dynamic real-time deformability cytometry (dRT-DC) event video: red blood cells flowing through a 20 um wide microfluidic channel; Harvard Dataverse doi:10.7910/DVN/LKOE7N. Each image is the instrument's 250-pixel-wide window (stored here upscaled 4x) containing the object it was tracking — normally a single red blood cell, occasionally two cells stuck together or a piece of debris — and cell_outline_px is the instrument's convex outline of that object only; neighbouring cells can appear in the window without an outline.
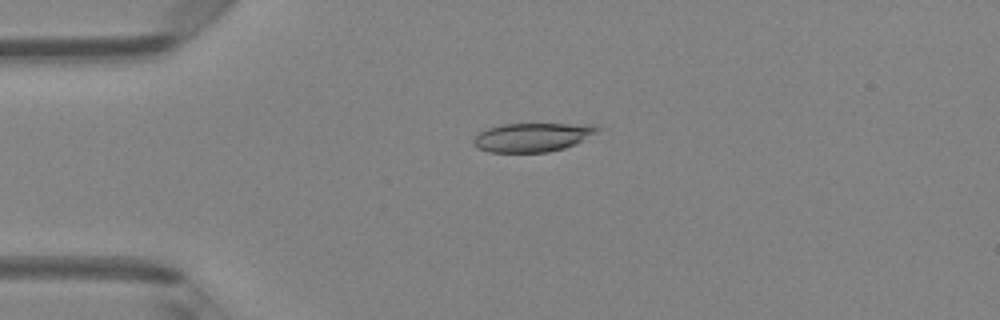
{"species": "Egyptian fruit bat (a non-hibernating species)", "species_latin": "Rousettus aegyptiacus", "temperature_condition": "room temperature", "stored_images_in_passage": 6, "camera_frame_rate_fps": 3000, "um_per_image_px": 0.085, "animal": {"sex": "female"}, "frame": {"image": 1, "passage_image": 4, "time_ms": 1.0, "image_size_px": [1000, 320], "cell_outline_px": [[604, 128], [576, 144], [564, 148], [548, 152], [488, 152], [476, 148], [472, 144], [472, 140], [480, 132], [488, 128], [500, 124], [592, 124]], "centroid_in_image_um": [45.26, 11.66], "position_along_channel_um": 39.7, "area_um2": 20.98}}
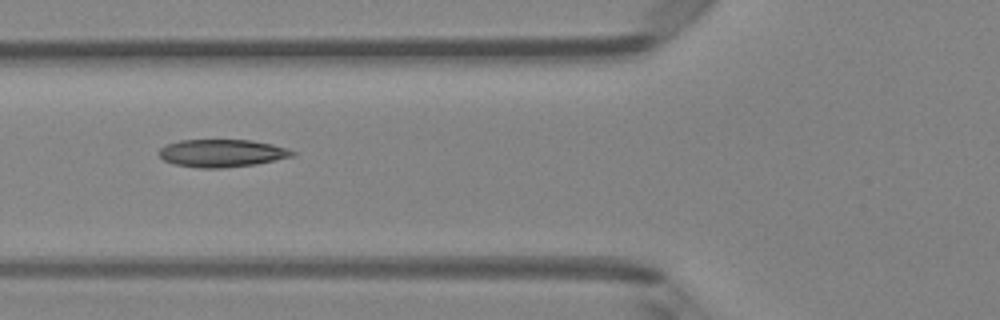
{"frame": {"image": 2, "passage_image": 6, "time_ms": 1.667, "image_size_px": [1000, 320], "cell_outline_px": [[296, 156], [256, 164], [224, 168], [200, 168], [172, 164], [164, 160], [156, 152], [160, 148], [168, 144], [180, 140], [252, 140], [272, 144], [288, 148], [296, 152]], "centroid_in_image_um": [18.88, 13.02], "position_along_channel_um": 106.9, "area_um2": 21.73}}